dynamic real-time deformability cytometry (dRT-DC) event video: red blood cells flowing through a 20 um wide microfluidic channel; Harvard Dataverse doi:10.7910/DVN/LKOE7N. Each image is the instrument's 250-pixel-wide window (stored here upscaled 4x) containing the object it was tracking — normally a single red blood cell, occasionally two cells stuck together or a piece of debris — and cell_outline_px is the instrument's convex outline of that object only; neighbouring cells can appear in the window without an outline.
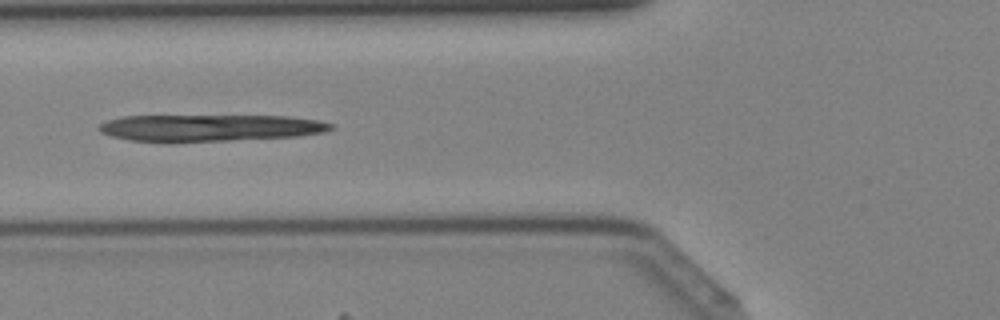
{"species": "Egyptian fruit bat (a non-hibernating species)", "species_latin": "Rousettus aegyptiacus", "temperature_condition": "cold", "stored_images_in_passage": 19, "camera_frame_rate_fps": 3000, "um_per_image_px": 0.085, "animal": {"sex": "female"}, "frame": {"image": 1, "passage_image": 6, "time_ms": 1.667, "image_size_px": [1000, 320], "cell_outline_px": [[336, 128], [324, 132], [300, 136], [228, 140], [132, 140], [112, 136], [100, 132], [96, 128], [100, 124], [108, 120], [120, 116], [288, 116], [316, 120], [336, 124]], "centroid_in_image_um": [17.92, 10.84], "position_along_channel_um": 107.9, "area_um2": 35.49}}
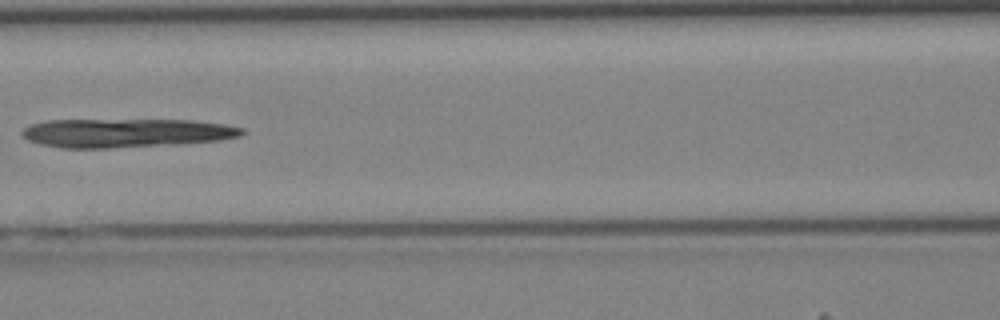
{"frame": {"image": 2, "passage_image": 9, "time_ms": 2.667, "image_size_px": [1000, 320], "cell_outline_px": [[244, 132], [240, 136], [220, 140], [180, 144], [108, 148], [60, 148], [40, 144], [28, 140], [20, 136], [20, 132], [24, 128], [32, 124], [48, 120], [192, 120], [224, 124], [244, 128]], "centroid_in_image_um": [10.69, 11.3], "position_along_channel_um": 155.9, "area_um2": 37.11}}
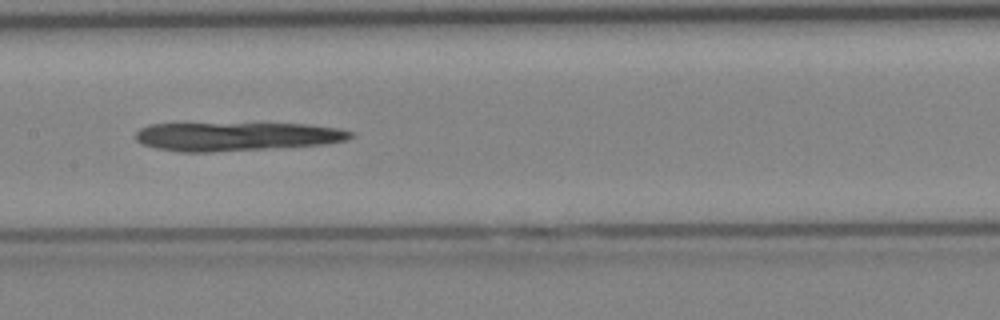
{"frame": {"image": 3, "passage_image": 11, "time_ms": 3.333, "image_size_px": [1000, 320], "cell_outline_px": [[352, 136], [344, 140], [324, 144], [212, 152], [180, 152], [156, 148], [140, 144], [136, 140], [136, 132], [140, 128], [148, 124], [304, 124], [336, 128], [352, 132]], "centroid_in_image_um": [20.01, 11.6], "position_along_channel_um": 187.4, "area_um2": 35.43}}